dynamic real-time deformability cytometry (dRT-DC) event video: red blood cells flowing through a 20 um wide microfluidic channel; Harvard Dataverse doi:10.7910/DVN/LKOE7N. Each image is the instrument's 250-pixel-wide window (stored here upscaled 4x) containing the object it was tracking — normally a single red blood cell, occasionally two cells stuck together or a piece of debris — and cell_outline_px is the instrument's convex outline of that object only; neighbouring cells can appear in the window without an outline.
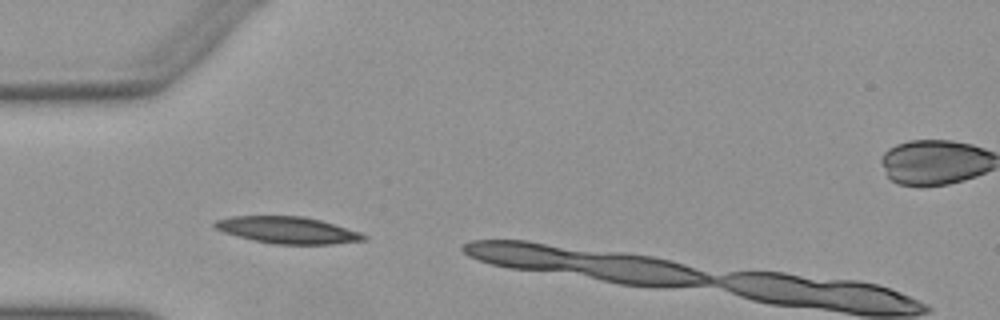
{"species": "Egyptian fruit bat (a non-hibernating species)", "species_latin": "Rousettus aegyptiacus", "temperature_condition": "warm", "stored_images_in_passage": 5, "camera_frame_rate_fps": 3000, "um_per_image_px": 0.085, "animal": {"sex": "female"}, "frame": {"image": 1, "passage_image": 1, "time_ms": 0.0, "image_size_px": [1000, 320], "cell_outline_px": [[368, 240], [332, 244], [272, 244], [252, 240], [224, 232], [216, 228], [212, 224], [216, 220], [232, 216], [304, 216], [320, 220], [360, 232], [368, 236]], "centroid_in_image_um": [24.46, 19.56], "position_along_channel_um": 60.5, "area_um2": 23.24}}
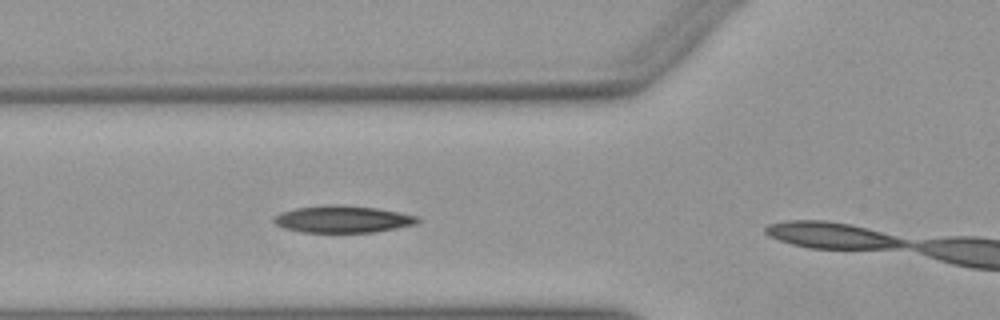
{"frame": {"image": 2, "passage_image": 4, "time_ms": 1.0, "image_size_px": [1000, 320], "cell_outline_px": [[420, 220], [416, 224], [396, 228], [372, 232], [300, 232], [284, 228], [276, 224], [272, 220], [280, 212], [296, 208], [324, 204], [332, 204], [376, 208], [416, 216]], "centroid_in_image_um": [29.08, 18.63], "position_along_channel_um": 96.7, "area_um2": 22.43}}